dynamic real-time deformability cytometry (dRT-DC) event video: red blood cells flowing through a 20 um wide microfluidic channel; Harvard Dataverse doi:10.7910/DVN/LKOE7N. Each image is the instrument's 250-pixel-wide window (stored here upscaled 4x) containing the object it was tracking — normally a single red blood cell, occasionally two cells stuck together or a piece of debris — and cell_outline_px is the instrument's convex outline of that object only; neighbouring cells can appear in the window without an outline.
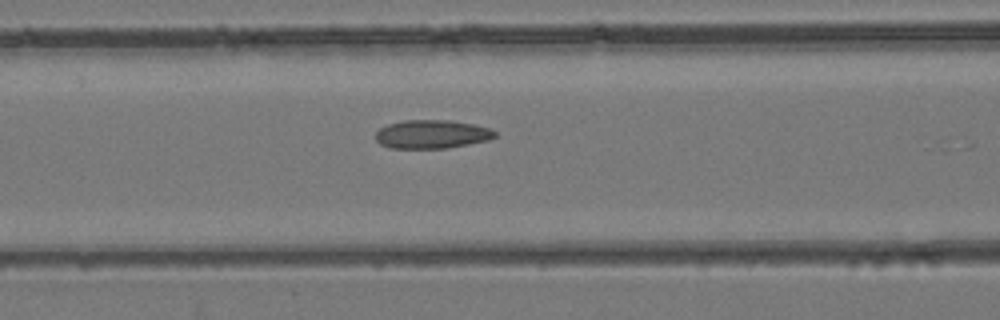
{"species": "common noctule bat (a hibernating species)", "species_latin": "Nyctalus noctula", "temperature_condition": "room temperature", "stored_images_in_passage": 18, "camera_frame_rate_fps": 3000, "um_per_image_px": 0.085, "animal": {"sex": "female", "body_mass_g": 24.6, "forearm_length_mm": 56.2}, "frame": {"image": 1, "passage_image": 17, "time_ms": 5.333, "image_size_px": [1000, 320], "cell_outline_px": [[496, 136], [488, 140], [448, 148], [388, 148], [380, 144], [376, 140], [376, 132], [380, 128], [388, 124], [404, 120], [448, 120], [472, 124], [488, 128], [496, 132]], "centroid_in_image_um": [36.68, 11.41], "position_along_channel_um": 129.9, "area_um2": 19.77}}